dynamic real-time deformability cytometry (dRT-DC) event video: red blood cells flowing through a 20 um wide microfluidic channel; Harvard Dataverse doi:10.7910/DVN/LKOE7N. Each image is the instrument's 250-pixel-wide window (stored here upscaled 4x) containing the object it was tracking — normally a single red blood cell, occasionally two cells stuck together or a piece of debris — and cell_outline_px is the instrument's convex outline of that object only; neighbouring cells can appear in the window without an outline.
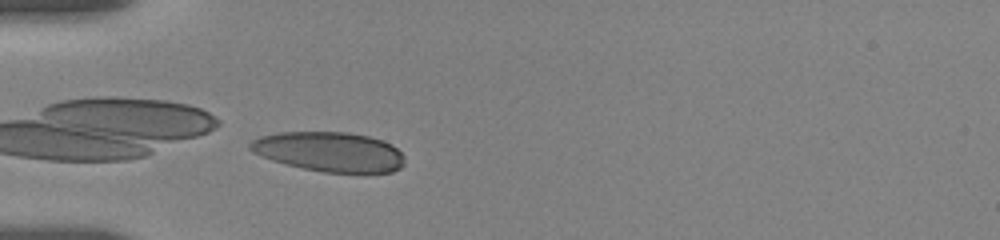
{"species": "human", "species_latin": "Homo sapiens", "temperature_condition": "room temperature", "stored_images_in_passage": 39, "camera_frame_rate_fps": 3000, "um_per_image_px": 0.085, "donor": {"sex": "female"}, "frame": {"image": 1, "passage_image": 1, "time_ms": 0.0, "image_size_px": [1000, 240], "cell_outline_px": [[404, 164], [400, 168], [392, 172], [324, 172], [304, 168], [272, 160], [252, 152], [248, 148], [248, 144], [252, 140], [260, 136], [276, 132], [348, 132], [368, 136], [392, 144], [404, 156]], "centroid_in_image_um": [27.99, 12.89], "position_along_channel_um": 57.0, "area_um2": 35.6}}
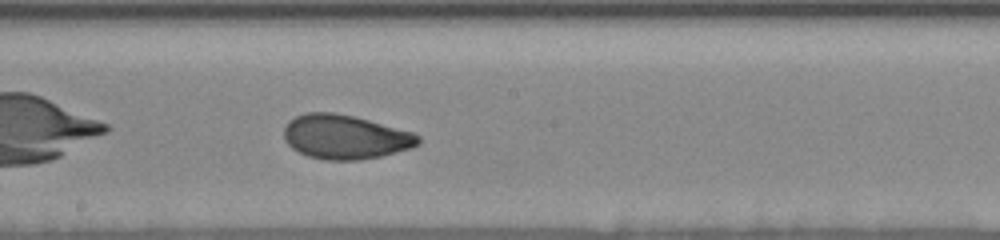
{"frame": {"image": 2, "passage_image": 15, "time_ms": 4.667, "image_size_px": [1000, 240], "cell_outline_px": [[420, 144], [412, 148], [380, 156], [360, 160], [324, 160], [308, 156], [292, 148], [284, 140], [284, 128], [288, 120], [296, 116], [308, 112], [332, 112], [352, 116], [368, 120], [412, 132], [420, 136]], "centroid_in_image_um": [29.32, 11.64], "position_along_channel_um": 218.9, "area_um2": 34.56}}
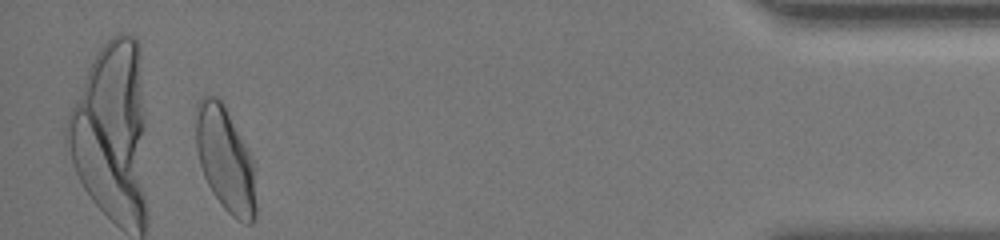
{"frame": {"image": 3, "passage_image": 36, "time_ms": 11.667, "image_size_px": [1000, 240], "cell_outline_px": [[256, 216], [252, 224], [244, 224], [236, 220], [224, 208], [212, 192], [204, 176], [200, 164], [196, 148], [196, 104], [204, 96], [216, 96], [224, 104], [252, 160], [256, 204]], "centroid_in_image_um": [19.14, 13.59], "position_along_channel_um": 416.1, "area_um2": 36.24}, "authors_computed_cell_mechanics": {"area_um2": 34.3332, "velocity_mm_per_s": 3.6483, "shape_relaxation_time_tau1_ms": 6.2896, "shape_relaxation_time_tau2_ms": 1.0191, "deformation_change_tau1": 0.1616, "deformation_change_tau2": 0.0626}}